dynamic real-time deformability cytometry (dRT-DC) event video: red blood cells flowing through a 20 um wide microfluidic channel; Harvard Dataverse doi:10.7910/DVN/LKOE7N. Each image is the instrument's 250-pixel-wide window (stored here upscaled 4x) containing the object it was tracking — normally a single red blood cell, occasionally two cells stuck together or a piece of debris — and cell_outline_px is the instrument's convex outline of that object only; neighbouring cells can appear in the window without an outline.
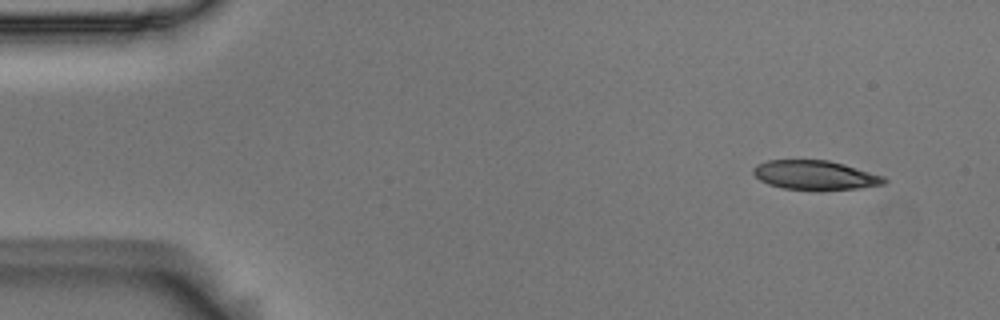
{"species": "Egyptian fruit bat (a non-hibernating species)", "species_latin": "Rousettus aegyptiacus", "temperature_condition": "room temperature", "stored_images_in_passage": 5, "segment_of_instrument_passage": [1, 2], "camera_frame_rate_fps": 3000, "um_per_image_px": 0.085, "animal": {"sex": "male"}, "frame": {"image": 1, "passage_image": 1, "time_ms": 0.0, "image_size_px": [1000, 320], "cell_outline_px": [[888, 180], [884, 184], [860, 188], [784, 188], [768, 184], [760, 180], [752, 172], [752, 168], [756, 164], [768, 160], [828, 160], [844, 164], [884, 176]], "centroid_in_image_um": [69.26, 14.85], "position_along_channel_um": 15.7, "area_um2": 21.73}}
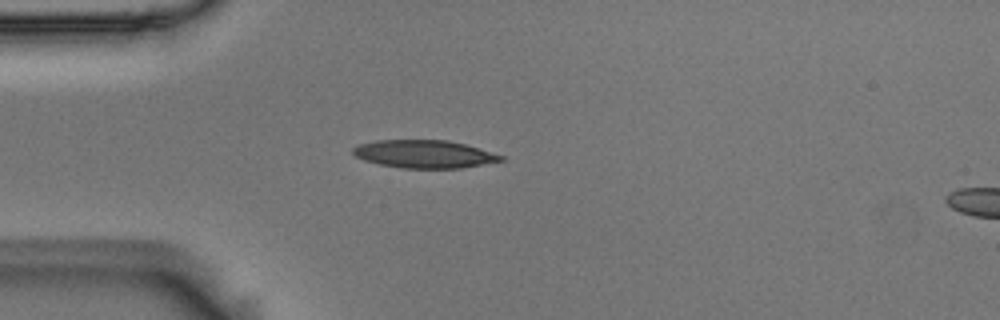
{"frame": {"image": 2, "passage_image": 4, "time_ms": 1.0, "image_size_px": [1000, 320], "cell_outline_px": [[504, 160], [460, 168], [400, 168], [380, 164], [364, 160], [356, 156], [352, 152], [352, 148], [356, 144], [376, 140], [448, 140], [464, 144], [504, 156]], "centroid_in_image_um": [36.0, 13.09], "position_along_channel_um": 49.0, "area_um2": 23.93}}